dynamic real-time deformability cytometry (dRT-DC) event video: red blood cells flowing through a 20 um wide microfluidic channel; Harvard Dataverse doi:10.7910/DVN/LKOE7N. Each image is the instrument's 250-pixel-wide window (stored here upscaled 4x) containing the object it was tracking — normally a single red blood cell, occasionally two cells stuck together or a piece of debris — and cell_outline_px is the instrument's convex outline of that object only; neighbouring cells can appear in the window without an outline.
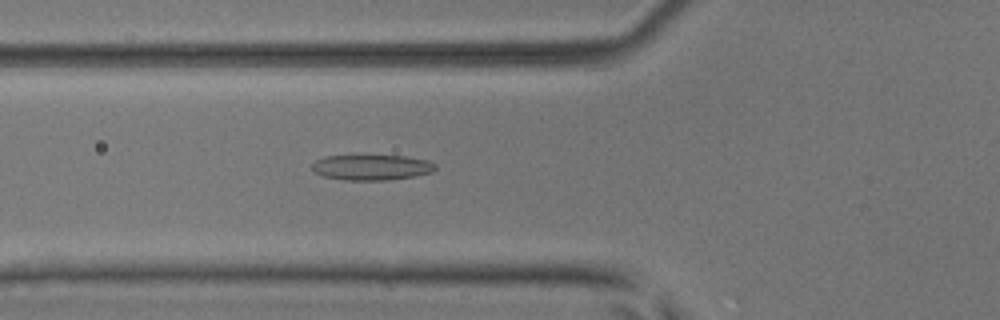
{"species": "common noctule bat (a hibernating species)", "species_latin": "Nyctalus noctula", "temperature_condition": "room temperature", "stored_images_in_passage": 41, "camera_frame_rate_fps": 3000, "um_per_image_px": 0.085, "animal": {"sex": "male", "body_mass_g": 17.9, "forearm_length_mm": 54.2}, "frame": {"image": 1, "passage_image": 12, "time_ms": 3.667, "image_size_px": [1000, 320], "cell_outline_px": [[436, 168], [432, 172], [416, 176], [388, 180], [344, 180], [324, 176], [316, 172], [312, 168], [312, 164], [316, 160], [324, 156], [408, 156], [428, 160], [436, 164]], "centroid_in_image_um": [31.63, 14.23], "position_along_channel_um": 94.2, "area_um2": 18.26}}
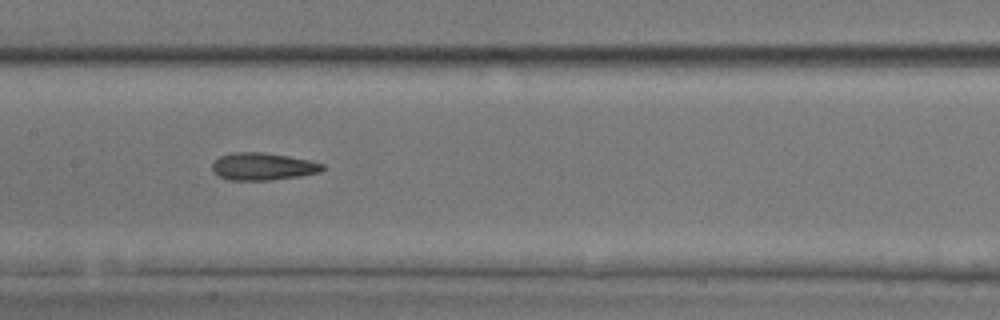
{"frame": {"image": 2, "passage_image": 19, "time_ms": 6.0, "image_size_px": [1000, 320], "cell_outline_px": [[324, 168], [320, 172], [300, 176], [268, 180], [228, 180], [212, 172], [212, 164], [220, 156], [232, 152], [264, 152], [312, 160], [324, 164]], "centroid_in_image_um": [22.35, 14.14], "position_along_channel_um": 185.1, "area_um2": 17.69}}
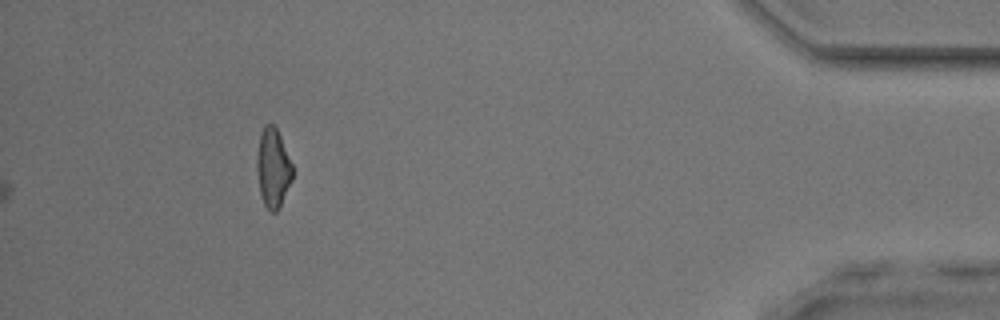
{"frame": {"image": 3, "passage_image": 41, "time_ms": 13.333, "image_size_px": [1000, 320], "cell_outline_px": [[292, 180], [276, 212], [272, 212], [264, 204], [260, 192], [256, 168], [256, 156], [260, 132], [264, 124], [272, 124], [276, 128], [280, 136], [292, 164]], "centroid_in_image_um": [23.18, 14.23], "position_along_channel_um": 412.0, "area_um2": 16.24}, "authors_computed_cell_mechanics": {"area_um2": 17.2822, "velocity_mm_per_s": 3.8818, "shape_relaxation_time_tau1_ms": 6.7986, "shape_relaxation_time_tau2_ms": 3.3098, "deformation_change_tau1": 0.1507, "deformation_change_tau2": 0.1289}}